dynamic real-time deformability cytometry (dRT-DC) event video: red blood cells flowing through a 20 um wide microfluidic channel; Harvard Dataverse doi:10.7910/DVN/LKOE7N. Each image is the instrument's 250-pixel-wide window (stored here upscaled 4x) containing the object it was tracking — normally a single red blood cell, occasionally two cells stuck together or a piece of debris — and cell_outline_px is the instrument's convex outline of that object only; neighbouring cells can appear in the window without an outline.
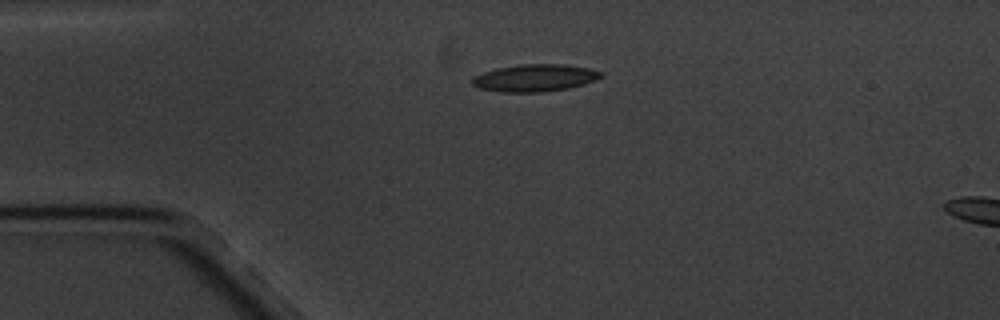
{"species": "common noctule bat (a hibernating species)", "species_latin": "Nyctalus noctula", "temperature_condition": "cold", "stored_images_in_passage": 2, "camera_frame_rate_fps": 3000, "um_per_image_px": 0.085, "animal": {"sex": "male", "body_mass_g": 20.1, "forearm_length_mm": 53.5}, "frame": {"image": 1, "passage_image": 1, "time_ms": 0.0, "image_size_px": [1000, 320], "cell_outline_px": [[604, 76], [584, 84], [568, 88], [544, 92], [500, 92], [480, 88], [472, 84], [472, 76], [496, 68], [520, 64], [564, 64], [588, 68], [604, 72]], "centroid_in_image_um": [45.47, 6.62], "position_along_channel_um": 39.5, "area_um2": 20.52}}